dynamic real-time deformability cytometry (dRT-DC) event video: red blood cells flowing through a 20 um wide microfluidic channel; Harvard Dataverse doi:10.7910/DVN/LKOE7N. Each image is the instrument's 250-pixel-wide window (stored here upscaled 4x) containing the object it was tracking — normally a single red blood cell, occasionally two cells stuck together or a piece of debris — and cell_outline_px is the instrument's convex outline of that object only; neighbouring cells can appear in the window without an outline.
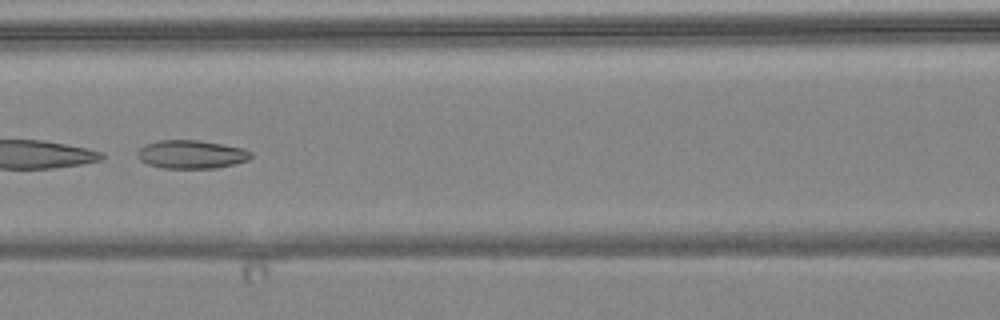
{"species": "common noctule bat (a hibernating species)", "species_latin": "Nyctalus noctula", "temperature_condition": "warm", "stored_images_in_passage": 6, "camera_frame_rate_fps": 3000, "um_per_image_px": 0.085, "animal": {"sex": "female", "body_mass_g": 24.6, "forearm_length_mm": 56.2}, "frame": {"image": 1, "passage_image": 6, "time_ms": 6.0, "image_size_px": [1000, 320], "cell_outline_px": [[252, 156], [248, 160], [236, 164], [216, 168], [164, 168], [148, 164], [140, 160], [136, 156], [136, 152], [144, 144], [160, 140], [196, 140], [244, 148], [252, 152]], "centroid_in_image_um": [16.26, 13.12], "position_along_channel_um": 150.3, "area_um2": 18.84}}